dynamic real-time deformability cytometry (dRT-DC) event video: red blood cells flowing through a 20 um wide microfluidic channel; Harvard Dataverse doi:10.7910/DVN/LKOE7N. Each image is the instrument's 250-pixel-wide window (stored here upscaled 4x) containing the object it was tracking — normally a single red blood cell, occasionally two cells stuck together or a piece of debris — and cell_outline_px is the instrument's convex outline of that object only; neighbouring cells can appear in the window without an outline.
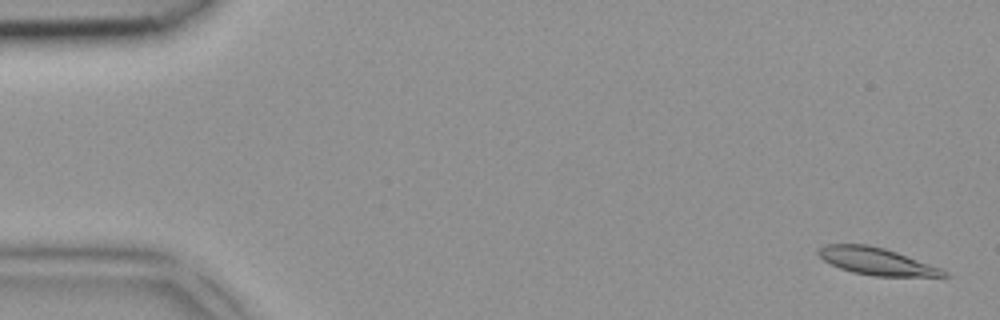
{"species": "common noctule bat (a hibernating species)", "species_latin": "Nyctalus noctula", "temperature_condition": "room temperature", "stored_images_in_passage": 5, "camera_frame_rate_fps": 3000, "um_per_image_px": 0.085, "animal": {"sex": "female", "body_mass_g": 18.4}, "frame": {"image": 1, "passage_image": 1, "time_ms": 0.0, "image_size_px": [1000, 320], "cell_outline_px": [[952, 276], [876, 276], [852, 272], [840, 268], [824, 260], [816, 252], [824, 244], [868, 244], [884, 248], [896, 252], [940, 268], [948, 272]], "centroid_in_image_um": [74.49, 22.2], "position_along_channel_um": 10.5, "area_um2": 19.59}}
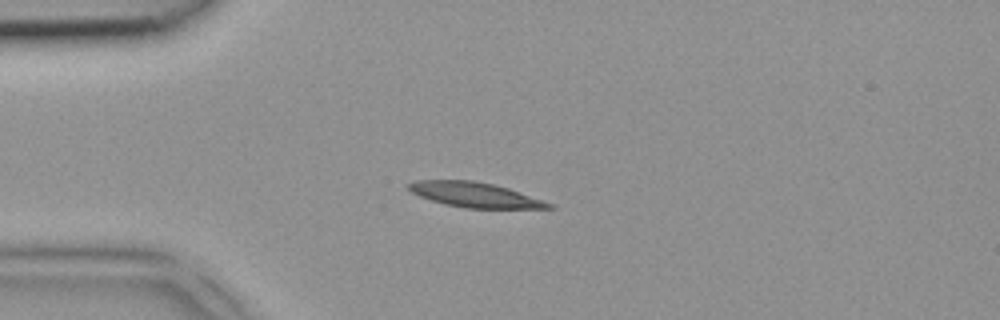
{"frame": {"image": 2, "passage_image": 4, "time_ms": 1.0, "image_size_px": [1000, 320], "cell_outline_px": [[556, 208], [464, 208], [444, 204], [420, 196], [412, 192], [408, 188], [408, 184], [416, 180], [472, 180], [492, 184], [508, 188], [544, 200], [552, 204]], "centroid_in_image_um": [40.37, 16.56], "position_along_channel_um": 44.6, "area_um2": 20.17}}